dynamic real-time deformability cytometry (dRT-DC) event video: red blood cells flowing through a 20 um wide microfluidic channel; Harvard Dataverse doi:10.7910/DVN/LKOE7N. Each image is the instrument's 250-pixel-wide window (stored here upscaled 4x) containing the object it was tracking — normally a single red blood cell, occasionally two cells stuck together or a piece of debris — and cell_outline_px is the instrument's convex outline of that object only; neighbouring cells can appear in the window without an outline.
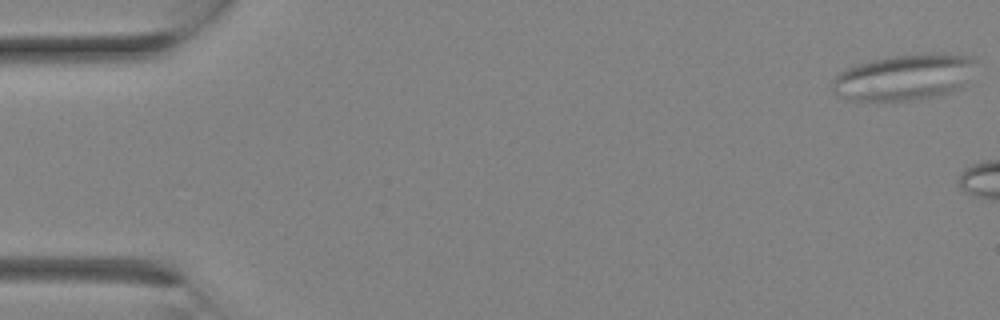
{"species": "Egyptian fruit bat (a non-hibernating species)", "species_latin": "Rousettus aegyptiacus", "temperature_condition": "room temperature", "stored_images_in_passage": 4, "camera_frame_rate_fps": 3000, "um_per_image_px": 0.085, "animal": {"sex": "female"}, "frame": {"image": 1, "passage_image": 1, "time_ms": 0.0, "image_size_px": [1000, 320], "cell_outline_px": [[976, 60], [964, 88], [952, 92], [932, 96], [908, 100], [848, 100], [836, 96], [832, 92], [832, 80], [840, 72], [856, 64], [872, 60], [892, 56], [924, 52], [956, 52], [972, 56]], "centroid_in_image_um": [76.89, 6.53], "position_along_channel_um": 8.1, "area_um2": 39.13}}